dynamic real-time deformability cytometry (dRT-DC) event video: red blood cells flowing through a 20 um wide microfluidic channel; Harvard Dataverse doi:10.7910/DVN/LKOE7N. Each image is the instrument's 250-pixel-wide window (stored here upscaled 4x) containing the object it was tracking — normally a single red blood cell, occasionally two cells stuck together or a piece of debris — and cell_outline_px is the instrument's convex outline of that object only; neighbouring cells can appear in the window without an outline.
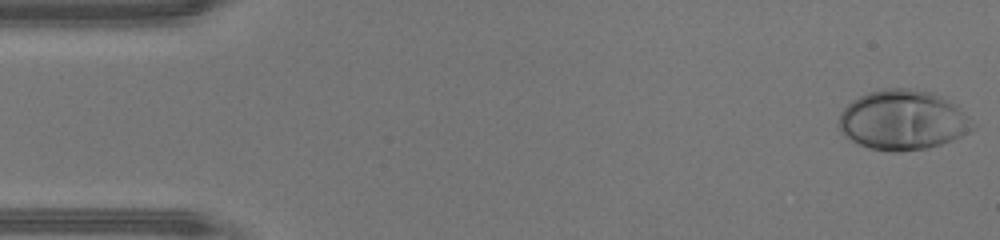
{"species": "human", "species_latin": "Homo sapiens", "temperature_condition": "warm", "stored_images_in_passage": 45, "camera_frame_rate_fps": 3000, "um_per_image_px": 0.085, "donor": {"sex": "male"}, "frame": {"image": 1, "passage_image": 1, "time_ms": 0.0, "image_size_px": [1000, 240], "cell_outline_px": [[972, 128], [960, 136], [952, 140], [928, 148], [900, 152], [892, 152], [868, 148], [856, 144], [840, 128], [840, 112], [852, 100], [860, 96], [872, 92], [888, 88], [912, 88], [932, 92], [956, 104]], "centroid_in_image_um": [76.69, 10.21], "position_along_channel_um": 8.3, "area_um2": 45.84}}
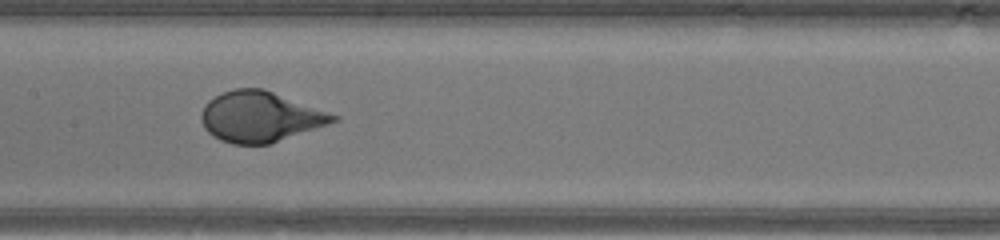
{"frame": {"image": 2, "passage_image": 22, "time_ms": 7.0, "image_size_px": [1000, 240], "cell_outline_px": [[340, 120], [268, 144], [232, 144], [220, 140], [212, 136], [204, 128], [200, 120], [200, 116], [204, 104], [208, 100], [224, 92], [236, 88], [264, 88], [340, 116]], "centroid_in_image_um": [22.09, 9.92], "position_along_channel_um": 185.3, "area_um2": 38.78}}
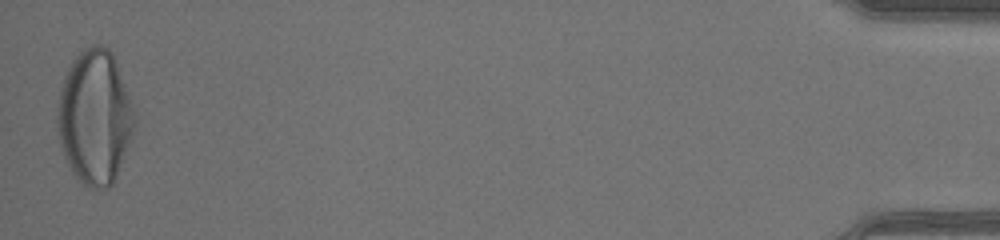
{"frame": {"image": 3, "passage_image": 45, "time_ms": 14.667, "image_size_px": [1000, 240], "cell_outline_px": [[136, 120], [132, 132], [116, 176], [112, 184], [108, 188], [92, 188], [84, 184], [72, 172], [64, 156], [60, 144], [56, 128], [56, 108], [60, 88], [64, 76], [68, 68], [76, 56], [84, 48], [92, 44], [100, 44], [108, 48], [112, 52], [128, 96]], "centroid_in_image_um": [8.0, 9.94], "position_along_channel_um": 427.2, "area_um2": 59.71}}